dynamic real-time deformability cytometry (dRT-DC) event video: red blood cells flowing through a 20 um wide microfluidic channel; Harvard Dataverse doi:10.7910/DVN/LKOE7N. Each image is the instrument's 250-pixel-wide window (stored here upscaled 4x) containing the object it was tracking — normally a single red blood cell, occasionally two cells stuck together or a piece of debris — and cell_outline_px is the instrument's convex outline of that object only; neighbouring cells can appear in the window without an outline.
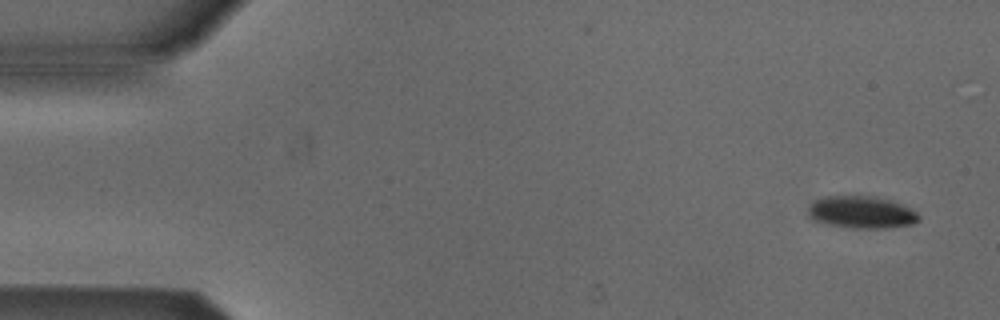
{"species": "Egyptian fruit bat (a non-hibernating species)", "species_latin": "Rousettus aegyptiacus", "temperature_condition": "cold", "stored_images_in_passage": 5, "camera_frame_rate_fps": 3000, "um_per_image_px": 0.085, "animal": {"sex": "male"}, "frame": {"image": 1, "passage_image": 1, "time_ms": 0.0, "image_size_px": [1000, 320], "cell_outline_px": [[920, 220], [912, 224], [884, 228], [852, 228], [828, 224], [816, 220], [808, 212], [808, 208], [816, 200], [824, 196], [876, 196], [892, 200], [916, 212], [920, 216]], "centroid_in_image_um": [73.26, 18.03], "position_along_channel_um": 11.7, "area_um2": 20.52}}
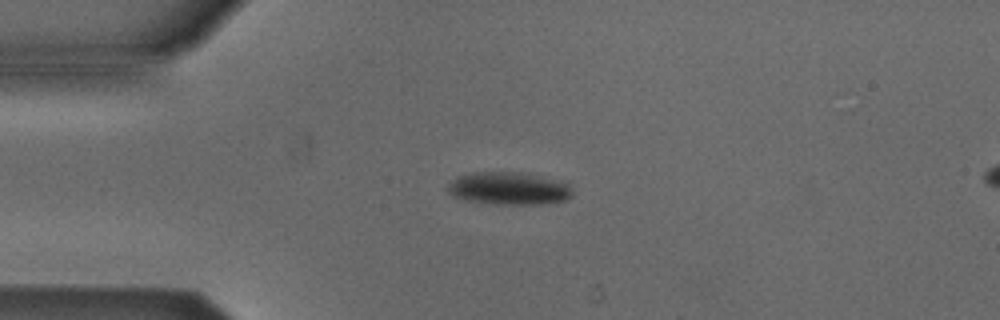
{"frame": {"image": 2, "passage_image": 4, "time_ms": 3.333, "image_size_px": [1000, 320], "cell_outline_px": [[572, 196], [564, 200], [540, 204], [496, 204], [468, 200], [452, 196], [448, 192], [448, 184], [456, 176], [472, 172], [520, 172], [568, 180], [572, 188]], "centroid_in_image_um": [43.31, 15.99], "position_along_channel_um": 41.7, "area_um2": 24.16}}